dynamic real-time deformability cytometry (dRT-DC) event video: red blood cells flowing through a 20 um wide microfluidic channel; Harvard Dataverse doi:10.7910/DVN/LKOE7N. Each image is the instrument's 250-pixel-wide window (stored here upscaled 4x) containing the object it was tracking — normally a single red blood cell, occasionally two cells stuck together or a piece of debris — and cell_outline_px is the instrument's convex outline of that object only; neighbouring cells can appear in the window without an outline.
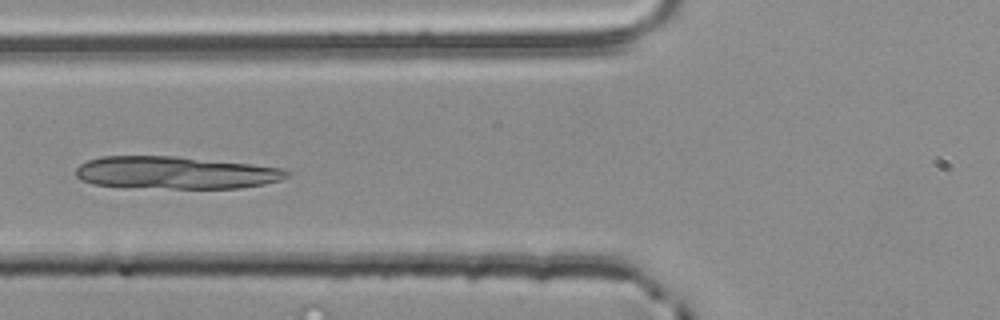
{"species": "common noctule bat (a hibernating species)", "species_latin": "Nyctalus noctula", "temperature_condition": "room temperature", "stored_images_in_passage": 5, "camera_frame_rate_fps": 3000, "um_per_image_px": 0.085, "animal": {"sex": "male", "body_mass_g": 20.4}, "frame": {"image": 1, "passage_image": 5, "time_ms": 1.333, "image_size_px": [1000, 320], "cell_outline_px": [[292, 172], [288, 176], [280, 180], [264, 184], [240, 188], [172, 188], [92, 184], [80, 180], [76, 176], [76, 168], [80, 164], [88, 160], [104, 156], [172, 156], [248, 164], [280, 168]], "centroid_in_image_um": [14.91, 14.68], "position_along_channel_um": 110.9, "area_um2": 39.36}}